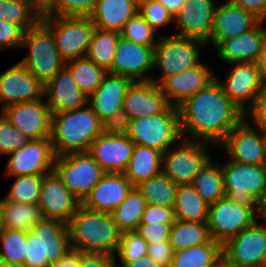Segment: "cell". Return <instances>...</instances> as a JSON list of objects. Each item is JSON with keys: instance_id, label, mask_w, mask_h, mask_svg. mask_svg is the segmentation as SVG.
<instances>
[{"instance_id": "cell-12", "label": "cell", "mask_w": 266, "mask_h": 267, "mask_svg": "<svg viewBox=\"0 0 266 267\" xmlns=\"http://www.w3.org/2000/svg\"><path fill=\"white\" fill-rule=\"evenodd\" d=\"M250 123L249 118L244 117L220 145L230 161L266 165V131Z\"/></svg>"}, {"instance_id": "cell-53", "label": "cell", "mask_w": 266, "mask_h": 267, "mask_svg": "<svg viewBox=\"0 0 266 267\" xmlns=\"http://www.w3.org/2000/svg\"><path fill=\"white\" fill-rule=\"evenodd\" d=\"M173 254L174 250L172 249L169 241L148 244L147 255L162 267L171 266Z\"/></svg>"}, {"instance_id": "cell-29", "label": "cell", "mask_w": 266, "mask_h": 267, "mask_svg": "<svg viewBox=\"0 0 266 267\" xmlns=\"http://www.w3.org/2000/svg\"><path fill=\"white\" fill-rule=\"evenodd\" d=\"M263 23L264 21H260L247 33L220 42L215 47L218 49V57L228 64L232 62L257 63L266 38V28L263 27Z\"/></svg>"}, {"instance_id": "cell-59", "label": "cell", "mask_w": 266, "mask_h": 267, "mask_svg": "<svg viewBox=\"0 0 266 267\" xmlns=\"http://www.w3.org/2000/svg\"><path fill=\"white\" fill-rule=\"evenodd\" d=\"M123 267H162L157 264L150 256L146 255L137 258L133 261L127 262Z\"/></svg>"}, {"instance_id": "cell-38", "label": "cell", "mask_w": 266, "mask_h": 267, "mask_svg": "<svg viewBox=\"0 0 266 267\" xmlns=\"http://www.w3.org/2000/svg\"><path fill=\"white\" fill-rule=\"evenodd\" d=\"M135 187L147 204L173 207L178 185L161 172Z\"/></svg>"}, {"instance_id": "cell-19", "label": "cell", "mask_w": 266, "mask_h": 267, "mask_svg": "<svg viewBox=\"0 0 266 267\" xmlns=\"http://www.w3.org/2000/svg\"><path fill=\"white\" fill-rule=\"evenodd\" d=\"M154 68V47L143 46L119 37L112 67L108 73L126 76L133 81H149L145 76Z\"/></svg>"}, {"instance_id": "cell-7", "label": "cell", "mask_w": 266, "mask_h": 267, "mask_svg": "<svg viewBox=\"0 0 266 267\" xmlns=\"http://www.w3.org/2000/svg\"><path fill=\"white\" fill-rule=\"evenodd\" d=\"M205 45V42L195 38L161 36L154 47V68H160L162 76L151 81L160 85L167 77L197 66L201 62L200 46Z\"/></svg>"}, {"instance_id": "cell-26", "label": "cell", "mask_w": 266, "mask_h": 267, "mask_svg": "<svg viewBox=\"0 0 266 267\" xmlns=\"http://www.w3.org/2000/svg\"><path fill=\"white\" fill-rule=\"evenodd\" d=\"M260 20L241 7L231 5L228 1L217 5L213 19V29L206 44L216 47L225 39L236 37L252 30ZM210 41V42H209Z\"/></svg>"}, {"instance_id": "cell-43", "label": "cell", "mask_w": 266, "mask_h": 267, "mask_svg": "<svg viewBox=\"0 0 266 267\" xmlns=\"http://www.w3.org/2000/svg\"><path fill=\"white\" fill-rule=\"evenodd\" d=\"M0 20L18 25L25 31L39 21L30 10L27 0H0Z\"/></svg>"}, {"instance_id": "cell-63", "label": "cell", "mask_w": 266, "mask_h": 267, "mask_svg": "<svg viewBox=\"0 0 266 267\" xmlns=\"http://www.w3.org/2000/svg\"><path fill=\"white\" fill-rule=\"evenodd\" d=\"M215 267H240L239 265L230 263L225 257H221Z\"/></svg>"}, {"instance_id": "cell-17", "label": "cell", "mask_w": 266, "mask_h": 267, "mask_svg": "<svg viewBox=\"0 0 266 267\" xmlns=\"http://www.w3.org/2000/svg\"><path fill=\"white\" fill-rule=\"evenodd\" d=\"M229 75L221 84L225 95L245 114L254 104L264 84L259 66L255 62H232ZM251 101V102H250Z\"/></svg>"}, {"instance_id": "cell-58", "label": "cell", "mask_w": 266, "mask_h": 267, "mask_svg": "<svg viewBox=\"0 0 266 267\" xmlns=\"http://www.w3.org/2000/svg\"><path fill=\"white\" fill-rule=\"evenodd\" d=\"M50 267H80V252L72 250Z\"/></svg>"}, {"instance_id": "cell-14", "label": "cell", "mask_w": 266, "mask_h": 267, "mask_svg": "<svg viewBox=\"0 0 266 267\" xmlns=\"http://www.w3.org/2000/svg\"><path fill=\"white\" fill-rule=\"evenodd\" d=\"M134 143L121 128H107L90 145L88 153L105 173H124Z\"/></svg>"}, {"instance_id": "cell-8", "label": "cell", "mask_w": 266, "mask_h": 267, "mask_svg": "<svg viewBox=\"0 0 266 267\" xmlns=\"http://www.w3.org/2000/svg\"><path fill=\"white\" fill-rule=\"evenodd\" d=\"M53 171L81 203L105 174L88 152L55 157Z\"/></svg>"}, {"instance_id": "cell-15", "label": "cell", "mask_w": 266, "mask_h": 267, "mask_svg": "<svg viewBox=\"0 0 266 267\" xmlns=\"http://www.w3.org/2000/svg\"><path fill=\"white\" fill-rule=\"evenodd\" d=\"M266 219L256 221L222 245V255L240 267H266Z\"/></svg>"}, {"instance_id": "cell-60", "label": "cell", "mask_w": 266, "mask_h": 267, "mask_svg": "<svg viewBox=\"0 0 266 267\" xmlns=\"http://www.w3.org/2000/svg\"><path fill=\"white\" fill-rule=\"evenodd\" d=\"M159 1L161 4L165 6V8L175 16L180 9L182 8L183 4L186 0H156Z\"/></svg>"}, {"instance_id": "cell-45", "label": "cell", "mask_w": 266, "mask_h": 267, "mask_svg": "<svg viewBox=\"0 0 266 267\" xmlns=\"http://www.w3.org/2000/svg\"><path fill=\"white\" fill-rule=\"evenodd\" d=\"M155 32L138 12L125 23L120 31V36L136 44L155 47L158 42L155 40Z\"/></svg>"}, {"instance_id": "cell-41", "label": "cell", "mask_w": 266, "mask_h": 267, "mask_svg": "<svg viewBox=\"0 0 266 267\" xmlns=\"http://www.w3.org/2000/svg\"><path fill=\"white\" fill-rule=\"evenodd\" d=\"M0 243L3 247V251H0V262L24 265L27 232L1 228Z\"/></svg>"}, {"instance_id": "cell-18", "label": "cell", "mask_w": 266, "mask_h": 267, "mask_svg": "<svg viewBox=\"0 0 266 267\" xmlns=\"http://www.w3.org/2000/svg\"><path fill=\"white\" fill-rule=\"evenodd\" d=\"M171 104L155 82L133 81L122 105V126L134 118L154 116L165 112Z\"/></svg>"}, {"instance_id": "cell-39", "label": "cell", "mask_w": 266, "mask_h": 267, "mask_svg": "<svg viewBox=\"0 0 266 267\" xmlns=\"http://www.w3.org/2000/svg\"><path fill=\"white\" fill-rule=\"evenodd\" d=\"M119 37L120 32L95 28L86 57L93 61L97 66L108 71L113 64Z\"/></svg>"}, {"instance_id": "cell-3", "label": "cell", "mask_w": 266, "mask_h": 267, "mask_svg": "<svg viewBox=\"0 0 266 267\" xmlns=\"http://www.w3.org/2000/svg\"><path fill=\"white\" fill-rule=\"evenodd\" d=\"M106 129L89 105L52 114L50 140L55 156L87 152L92 142Z\"/></svg>"}, {"instance_id": "cell-50", "label": "cell", "mask_w": 266, "mask_h": 267, "mask_svg": "<svg viewBox=\"0 0 266 267\" xmlns=\"http://www.w3.org/2000/svg\"><path fill=\"white\" fill-rule=\"evenodd\" d=\"M25 30L18 25L0 20V49L9 47H21L25 35Z\"/></svg>"}, {"instance_id": "cell-9", "label": "cell", "mask_w": 266, "mask_h": 267, "mask_svg": "<svg viewBox=\"0 0 266 267\" xmlns=\"http://www.w3.org/2000/svg\"><path fill=\"white\" fill-rule=\"evenodd\" d=\"M208 144L203 141L182 138L179 145H174L163 153L162 172L176 185L191 184L195 176L211 159Z\"/></svg>"}, {"instance_id": "cell-57", "label": "cell", "mask_w": 266, "mask_h": 267, "mask_svg": "<svg viewBox=\"0 0 266 267\" xmlns=\"http://www.w3.org/2000/svg\"><path fill=\"white\" fill-rule=\"evenodd\" d=\"M231 5L241 7L245 11L252 13L260 21L265 22L266 0H227Z\"/></svg>"}, {"instance_id": "cell-6", "label": "cell", "mask_w": 266, "mask_h": 267, "mask_svg": "<svg viewBox=\"0 0 266 267\" xmlns=\"http://www.w3.org/2000/svg\"><path fill=\"white\" fill-rule=\"evenodd\" d=\"M225 196L249 208H258L266 185V165L229 161L221 165Z\"/></svg>"}, {"instance_id": "cell-54", "label": "cell", "mask_w": 266, "mask_h": 267, "mask_svg": "<svg viewBox=\"0 0 266 267\" xmlns=\"http://www.w3.org/2000/svg\"><path fill=\"white\" fill-rule=\"evenodd\" d=\"M24 267H41L40 240L31 232H27Z\"/></svg>"}, {"instance_id": "cell-4", "label": "cell", "mask_w": 266, "mask_h": 267, "mask_svg": "<svg viewBox=\"0 0 266 267\" xmlns=\"http://www.w3.org/2000/svg\"><path fill=\"white\" fill-rule=\"evenodd\" d=\"M121 129L134 144L154 148L162 153L183 138L179 109L173 105L161 114L128 120Z\"/></svg>"}, {"instance_id": "cell-51", "label": "cell", "mask_w": 266, "mask_h": 267, "mask_svg": "<svg viewBox=\"0 0 266 267\" xmlns=\"http://www.w3.org/2000/svg\"><path fill=\"white\" fill-rule=\"evenodd\" d=\"M175 221L173 207H164L147 204L141 217L140 224H173Z\"/></svg>"}, {"instance_id": "cell-32", "label": "cell", "mask_w": 266, "mask_h": 267, "mask_svg": "<svg viewBox=\"0 0 266 267\" xmlns=\"http://www.w3.org/2000/svg\"><path fill=\"white\" fill-rule=\"evenodd\" d=\"M173 210L177 220L207 222L209 204L191 184L178 185Z\"/></svg>"}, {"instance_id": "cell-56", "label": "cell", "mask_w": 266, "mask_h": 267, "mask_svg": "<svg viewBox=\"0 0 266 267\" xmlns=\"http://www.w3.org/2000/svg\"><path fill=\"white\" fill-rule=\"evenodd\" d=\"M30 10L39 19L57 16V0H27Z\"/></svg>"}, {"instance_id": "cell-35", "label": "cell", "mask_w": 266, "mask_h": 267, "mask_svg": "<svg viewBox=\"0 0 266 267\" xmlns=\"http://www.w3.org/2000/svg\"><path fill=\"white\" fill-rule=\"evenodd\" d=\"M211 239L206 222H190L175 219L170 231V245L175 251L203 245Z\"/></svg>"}, {"instance_id": "cell-62", "label": "cell", "mask_w": 266, "mask_h": 267, "mask_svg": "<svg viewBox=\"0 0 266 267\" xmlns=\"http://www.w3.org/2000/svg\"><path fill=\"white\" fill-rule=\"evenodd\" d=\"M258 210H259V217H263L266 219V185L264 187L263 194L258 201Z\"/></svg>"}, {"instance_id": "cell-11", "label": "cell", "mask_w": 266, "mask_h": 267, "mask_svg": "<svg viewBox=\"0 0 266 267\" xmlns=\"http://www.w3.org/2000/svg\"><path fill=\"white\" fill-rule=\"evenodd\" d=\"M258 215V208L240 205L225 196L209 205L206 223L211 238L224 245L242 230L253 225Z\"/></svg>"}, {"instance_id": "cell-21", "label": "cell", "mask_w": 266, "mask_h": 267, "mask_svg": "<svg viewBox=\"0 0 266 267\" xmlns=\"http://www.w3.org/2000/svg\"><path fill=\"white\" fill-rule=\"evenodd\" d=\"M43 100L10 105L1 109V112L12 126L30 139L47 138L51 135L52 113Z\"/></svg>"}, {"instance_id": "cell-30", "label": "cell", "mask_w": 266, "mask_h": 267, "mask_svg": "<svg viewBox=\"0 0 266 267\" xmlns=\"http://www.w3.org/2000/svg\"><path fill=\"white\" fill-rule=\"evenodd\" d=\"M138 10L133 0H97L90 18L97 29L120 32Z\"/></svg>"}, {"instance_id": "cell-33", "label": "cell", "mask_w": 266, "mask_h": 267, "mask_svg": "<svg viewBox=\"0 0 266 267\" xmlns=\"http://www.w3.org/2000/svg\"><path fill=\"white\" fill-rule=\"evenodd\" d=\"M2 228L31 232L42 220L38 204L1 199Z\"/></svg>"}, {"instance_id": "cell-36", "label": "cell", "mask_w": 266, "mask_h": 267, "mask_svg": "<svg viewBox=\"0 0 266 267\" xmlns=\"http://www.w3.org/2000/svg\"><path fill=\"white\" fill-rule=\"evenodd\" d=\"M146 206L147 202L141 193L133 187L119 206L111 212V216L121 232L136 231Z\"/></svg>"}, {"instance_id": "cell-28", "label": "cell", "mask_w": 266, "mask_h": 267, "mask_svg": "<svg viewBox=\"0 0 266 267\" xmlns=\"http://www.w3.org/2000/svg\"><path fill=\"white\" fill-rule=\"evenodd\" d=\"M133 187L124 173H105L81 205L93 211L111 213Z\"/></svg>"}, {"instance_id": "cell-64", "label": "cell", "mask_w": 266, "mask_h": 267, "mask_svg": "<svg viewBox=\"0 0 266 267\" xmlns=\"http://www.w3.org/2000/svg\"><path fill=\"white\" fill-rule=\"evenodd\" d=\"M133 1L135 2L136 6L139 8L146 3H150L156 0H133Z\"/></svg>"}, {"instance_id": "cell-48", "label": "cell", "mask_w": 266, "mask_h": 267, "mask_svg": "<svg viewBox=\"0 0 266 267\" xmlns=\"http://www.w3.org/2000/svg\"><path fill=\"white\" fill-rule=\"evenodd\" d=\"M96 4L97 0H57V16L90 17Z\"/></svg>"}, {"instance_id": "cell-20", "label": "cell", "mask_w": 266, "mask_h": 267, "mask_svg": "<svg viewBox=\"0 0 266 267\" xmlns=\"http://www.w3.org/2000/svg\"><path fill=\"white\" fill-rule=\"evenodd\" d=\"M80 205L54 171L44 175L38 201L43 219L67 224Z\"/></svg>"}, {"instance_id": "cell-46", "label": "cell", "mask_w": 266, "mask_h": 267, "mask_svg": "<svg viewBox=\"0 0 266 267\" xmlns=\"http://www.w3.org/2000/svg\"><path fill=\"white\" fill-rule=\"evenodd\" d=\"M0 114V155L6 156L23 147L30 138L12 126L2 113Z\"/></svg>"}, {"instance_id": "cell-34", "label": "cell", "mask_w": 266, "mask_h": 267, "mask_svg": "<svg viewBox=\"0 0 266 267\" xmlns=\"http://www.w3.org/2000/svg\"><path fill=\"white\" fill-rule=\"evenodd\" d=\"M222 256V245L211 238L203 245L175 251L170 267H215Z\"/></svg>"}, {"instance_id": "cell-23", "label": "cell", "mask_w": 266, "mask_h": 267, "mask_svg": "<svg viewBox=\"0 0 266 267\" xmlns=\"http://www.w3.org/2000/svg\"><path fill=\"white\" fill-rule=\"evenodd\" d=\"M217 3L215 0H186L174 16L177 36L195 38L203 42L210 39Z\"/></svg>"}, {"instance_id": "cell-37", "label": "cell", "mask_w": 266, "mask_h": 267, "mask_svg": "<svg viewBox=\"0 0 266 267\" xmlns=\"http://www.w3.org/2000/svg\"><path fill=\"white\" fill-rule=\"evenodd\" d=\"M212 162L211 158L191 183L209 205L225 197L221 164Z\"/></svg>"}, {"instance_id": "cell-61", "label": "cell", "mask_w": 266, "mask_h": 267, "mask_svg": "<svg viewBox=\"0 0 266 267\" xmlns=\"http://www.w3.org/2000/svg\"><path fill=\"white\" fill-rule=\"evenodd\" d=\"M257 65L259 66L263 79L266 81V38L264 40L262 50L259 55Z\"/></svg>"}, {"instance_id": "cell-10", "label": "cell", "mask_w": 266, "mask_h": 267, "mask_svg": "<svg viewBox=\"0 0 266 267\" xmlns=\"http://www.w3.org/2000/svg\"><path fill=\"white\" fill-rule=\"evenodd\" d=\"M53 33L61 58L85 57L95 26L90 17H48L41 20Z\"/></svg>"}, {"instance_id": "cell-55", "label": "cell", "mask_w": 266, "mask_h": 267, "mask_svg": "<svg viewBox=\"0 0 266 267\" xmlns=\"http://www.w3.org/2000/svg\"><path fill=\"white\" fill-rule=\"evenodd\" d=\"M115 257L105 253L80 252V267H116Z\"/></svg>"}, {"instance_id": "cell-5", "label": "cell", "mask_w": 266, "mask_h": 267, "mask_svg": "<svg viewBox=\"0 0 266 267\" xmlns=\"http://www.w3.org/2000/svg\"><path fill=\"white\" fill-rule=\"evenodd\" d=\"M21 47L29 48V53L19 62L44 86L65 65L52 31L41 20L25 32Z\"/></svg>"}, {"instance_id": "cell-47", "label": "cell", "mask_w": 266, "mask_h": 267, "mask_svg": "<svg viewBox=\"0 0 266 267\" xmlns=\"http://www.w3.org/2000/svg\"><path fill=\"white\" fill-rule=\"evenodd\" d=\"M138 12L155 31L174 21V16L159 1L142 5Z\"/></svg>"}, {"instance_id": "cell-24", "label": "cell", "mask_w": 266, "mask_h": 267, "mask_svg": "<svg viewBox=\"0 0 266 267\" xmlns=\"http://www.w3.org/2000/svg\"><path fill=\"white\" fill-rule=\"evenodd\" d=\"M216 79L215 73L204 63L167 77L159 86L173 106L178 107L188 97L206 88Z\"/></svg>"}, {"instance_id": "cell-31", "label": "cell", "mask_w": 266, "mask_h": 267, "mask_svg": "<svg viewBox=\"0 0 266 267\" xmlns=\"http://www.w3.org/2000/svg\"><path fill=\"white\" fill-rule=\"evenodd\" d=\"M163 153L157 149L134 144L132 156L124 172L135 187L162 172Z\"/></svg>"}, {"instance_id": "cell-25", "label": "cell", "mask_w": 266, "mask_h": 267, "mask_svg": "<svg viewBox=\"0 0 266 267\" xmlns=\"http://www.w3.org/2000/svg\"><path fill=\"white\" fill-rule=\"evenodd\" d=\"M44 97L52 114L88 105V96L79 89L66 65L44 86Z\"/></svg>"}, {"instance_id": "cell-2", "label": "cell", "mask_w": 266, "mask_h": 267, "mask_svg": "<svg viewBox=\"0 0 266 267\" xmlns=\"http://www.w3.org/2000/svg\"><path fill=\"white\" fill-rule=\"evenodd\" d=\"M67 226L72 250L116 255L122 232L111 213L93 211L80 205Z\"/></svg>"}, {"instance_id": "cell-66", "label": "cell", "mask_w": 266, "mask_h": 267, "mask_svg": "<svg viewBox=\"0 0 266 267\" xmlns=\"http://www.w3.org/2000/svg\"><path fill=\"white\" fill-rule=\"evenodd\" d=\"M2 228V210H1V200H0V229Z\"/></svg>"}, {"instance_id": "cell-44", "label": "cell", "mask_w": 266, "mask_h": 267, "mask_svg": "<svg viewBox=\"0 0 266 267\" xmlns=\"http://www.w3.org/2000/svg\"><path fill=\"white\" fill-rule=\"evenodd\" d=\"M147 247V242L136 231L122 232L117 255L114 256L116 267H123L127 262L146 256Z\"/></svg>"}, {"instance_id": "cell-16", "label": "cell", "mask_w": 266, "mask_h": 267, "mask_svg": "<svg viewBox=\"0 0 266 267\" xmlns=\"http://www.w3.org/2000/svg\"><path fill=\"white\" fill-rule=\"evenodd\" d=\"M5 173L8 177L48 174L53 171L55 154L50 137L30 139L8 154Z\"/></svg>"}, {"instance_id": "cell-22", "label": "cell", "mask_w": 266, "mask_h": 267, "mask_svg": "<svg viewBox=\"0 0 266 267\" xmlns=\"http://www.w3.org/2000/svg\"><path fill=\"white\" fill-rule=\"evenodd\" d=\"M44 98L42 85L20 62L0 74V103L10 105Z\"/></svg>"}, {"instance_id": "cell-42", "label": "cell", "mask_w": 266, "mask_h": 267, "mask_svg": "<svg viewBox=\"0 0 266 267\" xmlns=\"http://www.w3.org/2000/svg\"><path fill=\"white\" fill-rule=\"evenodd\" d=\"M44 175L15 176V182L3 199L17 203L38 204Z\"/></svg>"}, {"instance_id": "cell-1", "label": "cell", "mask_w": 266, "mask_h": 267, "mask_svg": "<svg viewBox=\"0 0 266 267\" xmlns=\"http://www.w3.org/2000/svg\"><path fill=\"white\" fill-rule=\"evenodd\" d=\"M178 109L180 130L184 139L218 146L245 117V114L225 95L217 79L195 95L188 97Z\"/></svg>"}, {"instance_id": "cell-65", "label": "cell", "mask_w": 266, "mask_h": 267, "mask_svg": "<svg viewBox=\"0 0 266 267\" xmlns=\"http://www.w3.org/2000/svg\"><path fill=\"white\" fill-rule=\"evenodd\" d=\"M0 267H24L23 265L20 264H8L4 262H0Z\"/></svg>"}, {"instance_id": "cell-52", "label": "cell", "mask_w": 266, "mask_h": 267, "mask_svg": "<svg viewBox=\"0 0 266 267\" xmlns=\"http://www.w3.org/2000/svg\"><path fill=\"white\" fill-rule=\"evenodd\" d=\"M245 117H250L253 125L266 131V81L259 90L253 106L245 113Z\"/></svg>"}, {"instance_id": "cell-40", "label": "cell", "mask_w": 266, "mask_h": 267, "mask_svg": "<svg viewBox=\"0 0 266 267\" xmlns=\"http://www.w3.org/2000/svg\"><path fill=\"white\" fill-rule=\"evenodd\" d=\"M65 65L70 69L79 89L88 97L98 88L108 73L86 56L69 60Z\"/></svg>"}, {"instance_id": "cell-49", "label": "cell", "mask_w": 266, "mask_h": 267, "mask_svg": "<svg viewBox=\"0 0 266 267\" xmlns=\"http://www.w3.org/2000/svg\"><path fill=\"white\" fill-rule=\"evenodd\" d=\"M171 227L172 224H139L136 232L147 242V244L161 243V241H169Z\"/></svg>"}, {"instance_id": "cell-27", "label": "cell", "mask_w": 266, "mask_h": 267, "mask_svg": "<svg viewBox=\"0 0 266 267\" xmlns=\"http://www.w3.org/2000/svg\"><path fill=\"white\" fill-rule=\"evenodd\" d=\"M31 233L40 240L41 267H50L72 251L68 226L64 222L42 218Z\"/></svg>"}, {"instance_id": "cell-13", "label": "cell", "mask_w": 266, "mask_h": 267, "mask_svg": "<svg viewBox=\"0 0 266 267\" xmlns=\"http://www.w3.org/2000/svg\"><path fill=\"white\" fill-rule=\"evenodd\" d=\"M133 80L126 76L107 73L102 83L88 97V105L107 128L122 127V105Z\"/></svg>"}]
</instances>
